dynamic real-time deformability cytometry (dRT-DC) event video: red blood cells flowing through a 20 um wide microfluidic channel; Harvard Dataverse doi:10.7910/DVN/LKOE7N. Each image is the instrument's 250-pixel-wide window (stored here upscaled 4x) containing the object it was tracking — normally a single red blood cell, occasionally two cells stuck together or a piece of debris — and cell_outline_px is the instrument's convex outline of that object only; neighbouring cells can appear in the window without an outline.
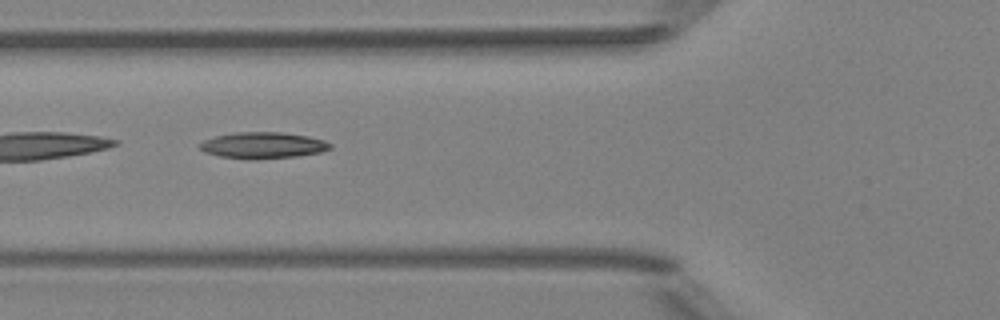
{"species": "Egyptian fruit bat (a non-hibernating species)", "species_latin": "Rousettus aegyptiacus", "temperature_condition": "room temperature", "stored_images_in_passage": 32, "camera_frame_rate_fps": 3000, "um_per_image_px": 0.085, "animal": {"sex": "female"}, "frame": {"image": 1, "passage_image": 16, "time_ms": 5.0, "image_size_px": [1000, 320], "cell_outline_px": [[332, 148], [320, 152], [296, 156], [256, 160], [248, 160], [220, 156], [204, 152], [200, 148], [200, 144], [204, 140], [216, 136], [236, 132], [284, 132], [308, 136], [324, 140], [332, 144]], "centroid_in_image_um": [22.36, 12.36], "position_along_channel_um": 103.4, "area_um2": 20.11}}
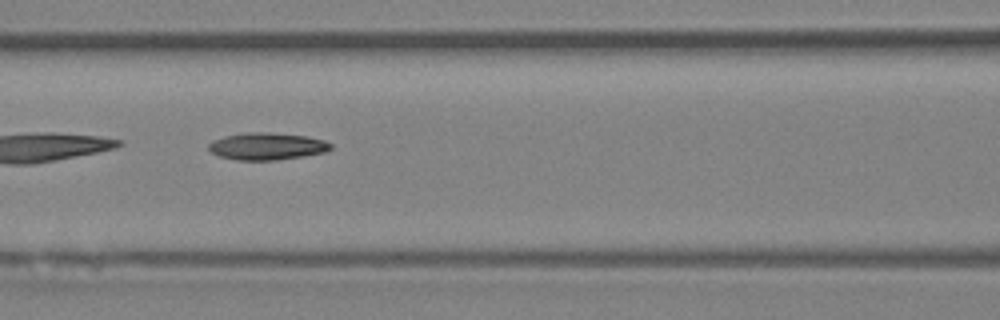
{"frame": {"image": 2, "passage_image": 19, "time_ms": 6.0, "image_size_px": [1000, 320], "cell_outline_px": [[332, 148], [324, 152], [304, 156], [276, 160], [236, 160], [220, 156], [212, 152], [208, 148], [208, 144], [212, 140], [224, 136], [248, 132], [268, 132], [308, 136], [324, 140], [332, 144]], "centroid_in_image_um": [22.69, 12.43], "position_along_channel_um": 143.9, "area_um2": 19.36}}
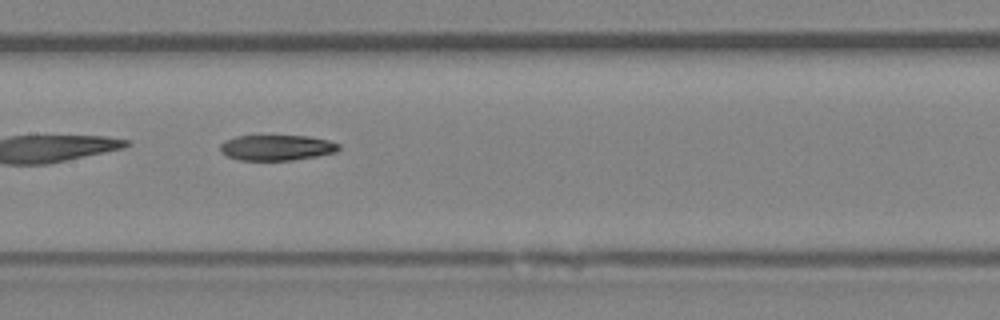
{"frame": {"image": 3, "passage_image": 22, "time_ms": 7.0, "image_size_px": [1000, 320], "cell_outline_px": [[340, 148], [336, 152], [316, 156], [292, 160], [240, 160], [228, 156], [220, 152], [220, 144], [224, 140], [236, 136], [308, 136], [328, 140], [340, 144]], "centroid_in_image_um": [23.51, 12.55], "position_along_channel_um": 183.9, "area_um2": 17.63}}